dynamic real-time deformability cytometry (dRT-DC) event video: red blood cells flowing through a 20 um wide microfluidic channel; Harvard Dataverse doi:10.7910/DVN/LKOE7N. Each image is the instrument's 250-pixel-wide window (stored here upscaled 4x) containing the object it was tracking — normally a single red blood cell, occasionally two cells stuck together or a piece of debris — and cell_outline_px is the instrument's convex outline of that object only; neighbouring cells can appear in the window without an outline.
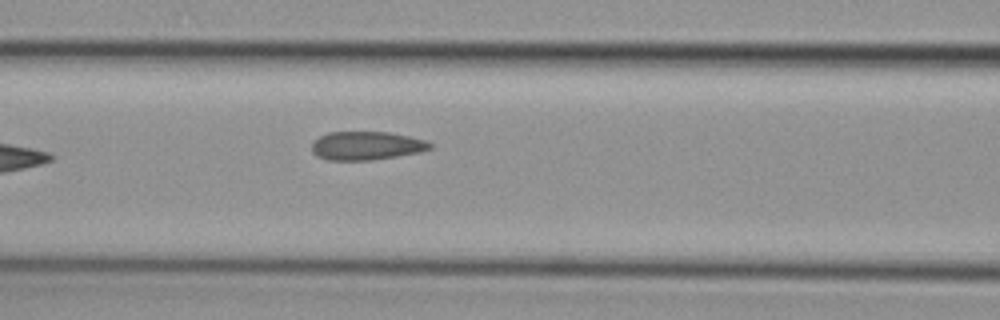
{"species": "common noctule bat (a hibernating species)", "species_latin": "Nyctalus noctula", "temperature_condition": "cold", "stored_images_in_passage": 8, "camera_frame_rate_fps": 3000, "um_per_image_px": 0.085, "animal": {"sex": "female", "body_mass_g": 29.2, "forearm_length_mm": 56.3}, "frame": {"image": 1, "passage_image": 8, "time_ms": 2.333, "image_size_px": [1000, 320], "cell_outline_px": [[432, 148], [420, 152], [372, 160], [328, 160], [316, 156], [312, 152], [312, 144], [320, 136], [328, 132], [388, 132], [408, 136], [424, 140], [432, 144]], "centroid_in_image_um": [31.13, 12.39], "position_along_channel_um": 135.5, "area_um2": 19.54}}